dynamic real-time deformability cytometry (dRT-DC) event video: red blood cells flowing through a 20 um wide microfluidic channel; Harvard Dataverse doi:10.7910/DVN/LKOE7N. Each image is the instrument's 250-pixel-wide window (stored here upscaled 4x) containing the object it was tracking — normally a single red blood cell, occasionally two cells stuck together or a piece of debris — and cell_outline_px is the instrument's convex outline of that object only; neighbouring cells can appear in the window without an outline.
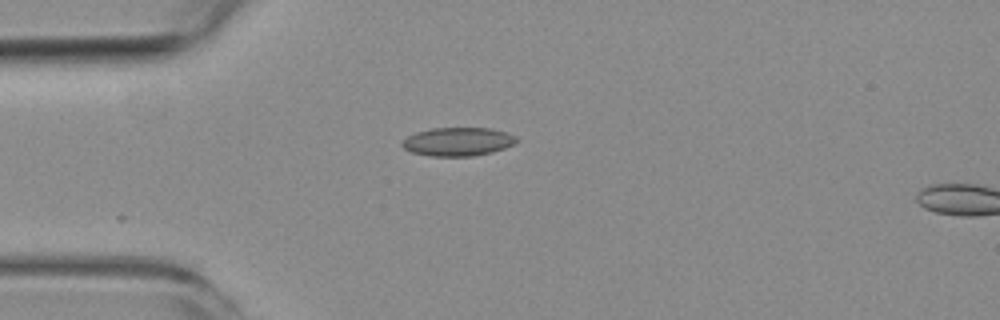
{"species": "common noctule bat (a hibernating species)", "species_latin": "Nyctalus noctula", "temperature_condition": "room temperature", "stored_images_in_passage": 3, "camera_frame_rate_fps": 3000, "um_per_image_px": 0.085, "animal": {"sex": "female", "body_mass_g": 19.3, "forearm_length_mm": 54.1}, "frame": {"image": 1, "passage_image": 2, "time_ms": 1.333, "image_size_px": [1000, 320], "cell_outline_px": [[520, 140], [516, 144], [492, 152], [472, 156], [432, 156], [412, 152], [404, 148], [400, 144], [408, 136], [416, 132], [432, 128], [488, 128], [508, 132], [516, 136]], "centroid_in_image_um": [38.97, 12.04], "position_along_channel_um": 46.0, "area_um2": 19.07}}